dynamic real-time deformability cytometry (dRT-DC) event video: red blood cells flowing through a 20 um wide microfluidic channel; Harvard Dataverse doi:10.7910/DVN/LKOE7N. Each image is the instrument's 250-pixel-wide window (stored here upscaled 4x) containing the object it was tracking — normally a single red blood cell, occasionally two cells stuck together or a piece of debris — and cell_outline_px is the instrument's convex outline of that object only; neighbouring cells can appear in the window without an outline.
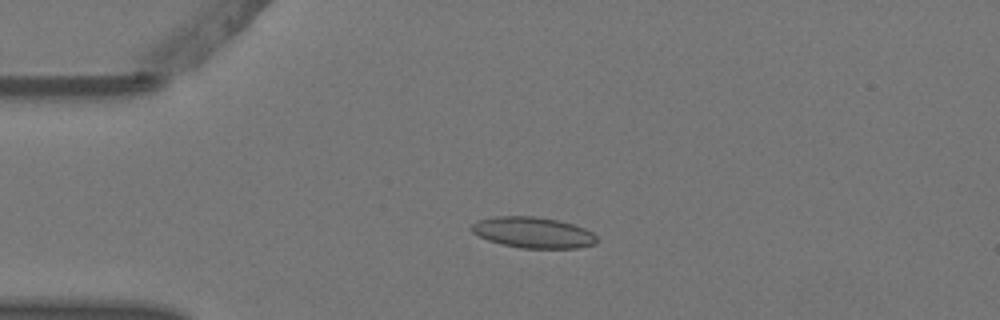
{"species": "Egyptian fruit bat (a non-hibernating species)", "species_latin": "Rousettus aegyptiacus", "temperature_condition": "warm", "stored_images_in_passage": 3, "camera_frame_rate_fps": 3000, "um_per_image_px": 0.085, "animal": {"sex": "female"}, "frame": {"image": 1, "passage_image": 2, "time_ms": 0.333, "image_size_px": [1000, 320], "cell_outline_px": [[596, 244], [576, 248], [520, 248], [500, 244], [488, 240], [472, 232], [468, 228], [476, 220], [496, 216], [536, 216], [556, 220], [572, 224], [584, 228], [592, 232], [596, 236]], "centroid_in_image_um": [45.27, 19.76], "position_along_channel_um": 39.7, "area_um2": 22.66}}